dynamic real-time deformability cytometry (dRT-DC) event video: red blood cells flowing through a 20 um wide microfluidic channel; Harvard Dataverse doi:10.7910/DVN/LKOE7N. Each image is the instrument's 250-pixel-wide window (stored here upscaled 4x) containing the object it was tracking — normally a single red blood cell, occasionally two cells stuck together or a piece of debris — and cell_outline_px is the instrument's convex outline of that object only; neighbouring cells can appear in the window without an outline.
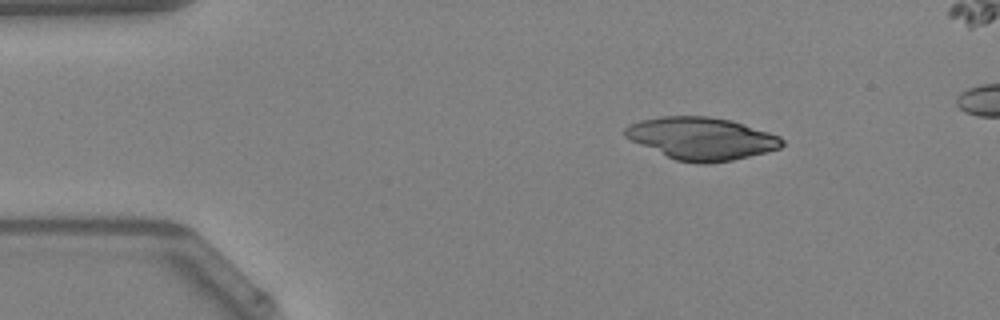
{"species": "Egyptian fruit bat (a non-hibernating species)", "species_latin": "Rousettus aegyptiacus", "temperature_condition": "warm", "stored_images_in_passage": 42, "camera_frame_rate_fps": 3000, "um_per_image_px": 0.085, "animal": {"sex": "female"}, "frame": {"image": 1, "passage_image": 1, "time_ms": 0.0, "image_size_px": [1000, 320], "cell_outline_px": [[784, 144], [780, 148], [768, 152], [732, 160], [708, 164], [696, 164], [676, 160], [640, 144], [624, 136], [624, 128], [628, 124], [640, 120], [660, 116], [708, 116], [732, 120], [780, 136], [784, 140]], "centroid_in_image_um": [59.64, 11.77], "position_along_channel_um": 25.4, "area_um2": 38.9}}